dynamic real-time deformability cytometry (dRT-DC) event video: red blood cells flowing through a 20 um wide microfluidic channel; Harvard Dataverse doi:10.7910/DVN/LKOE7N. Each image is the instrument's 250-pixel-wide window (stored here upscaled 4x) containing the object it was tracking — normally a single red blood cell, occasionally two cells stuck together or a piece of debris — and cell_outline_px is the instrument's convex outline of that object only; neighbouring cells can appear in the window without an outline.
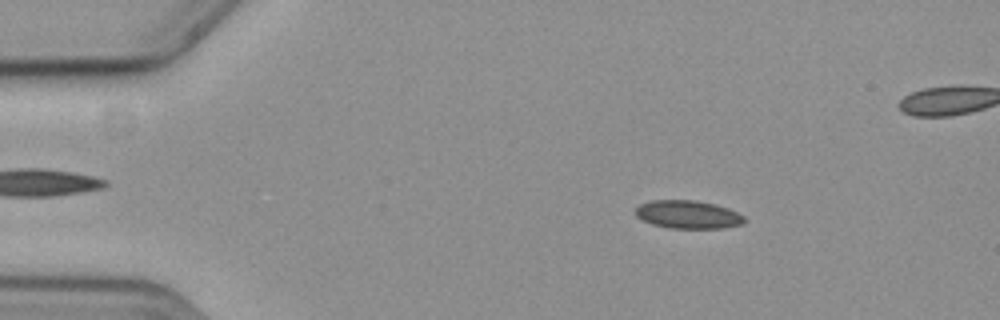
{"species": "common noctule bat (a hibernating species)", "species_latin": "Nyctalus noctula", "temperature_condition": "cold", "stored_images_in_passage": 26, "camera_frame_rate_fps": 3000, "um_per_image_px": 0.085, "animal": {"sex": "female", "body_mass_g": 19.3, "forearm_length_mm": 54.1}, "frame": {"image": 1, "passage_image": 9, "time_ms": 2.667, "image_size_px": [1000, 320], "cell_outline_px": [[744, 224], [724, 228], [668, 228], [652, 224], [636, 216], [636, 208], [640, 204], [652, 200], [696, 200], [728, 208], [744, 216]], "centroid_in_image_um": [58.48, 18.24], "position_along_channel_um": 26.5, "area_um2": 17.74}}
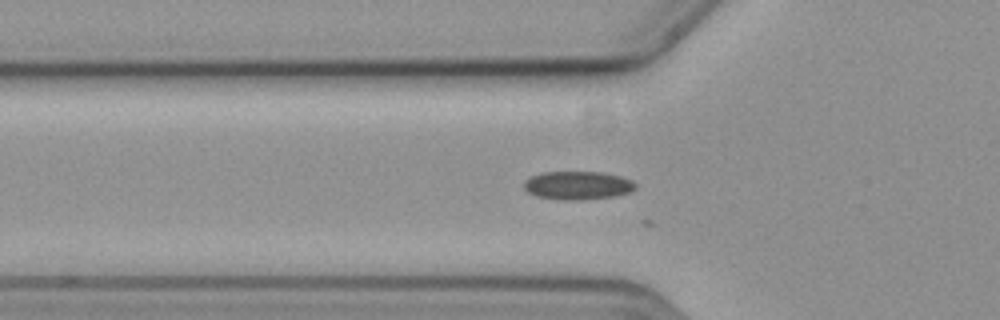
{"frame": {"image": 2, "passage_image": 19, "time_ms": 6.0, "image_size_px": [1000, 320], "cell_outline_px": [[636, 188], [628, 192], [616, 196], [580, 200], [564, 200], [536, 196], [528, 192], [524, 188], [524, 180], [528, 176], [540, 172], [604, 172], [620, 176], [632, 180], [636, 184]], "centroid_in_image_um": [49.08, 15.75], "position_along_channel_um": 76.7, "area_um2": 18.61}}
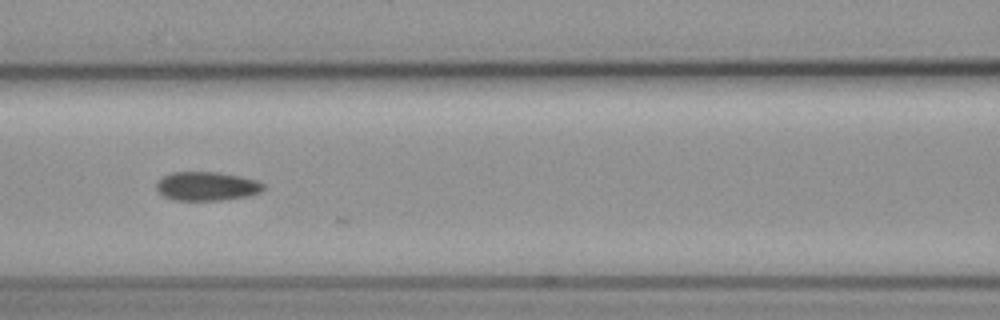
{"frame": {"image": 3, "passage_image": 25, "time_ms": 8.0, "image_size_px": [1000, 320], "cell_outline_px": [[264, 188], [260, 192], [248, 196], [220, 200], [172, 200], [164, 196], [156, 188], [156, 184], [164, 176], [172, 172], [216, 172], [256, 180], [264, 184]], "centroid_in_image_um": [17.56, 15.83], "position_along_channel_um": 149.0, "area_um2": 17.74}}